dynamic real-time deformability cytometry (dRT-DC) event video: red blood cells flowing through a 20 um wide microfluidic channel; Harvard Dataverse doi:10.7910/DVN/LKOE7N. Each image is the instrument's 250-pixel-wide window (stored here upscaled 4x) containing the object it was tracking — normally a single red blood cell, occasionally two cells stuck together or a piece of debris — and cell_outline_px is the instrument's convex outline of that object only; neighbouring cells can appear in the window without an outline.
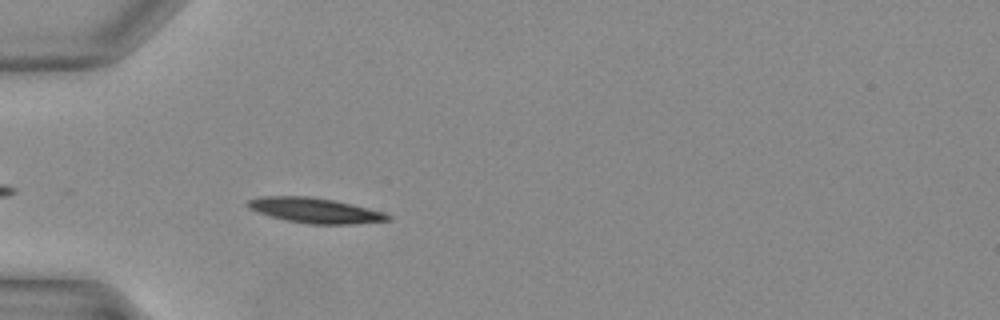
{"species": "Egyptian fruit bat (a non-hibernating species)", "species_latin": "Rousettus aegyptiacus", "temperature_condition": "warm", "stored_images_in_passage": 28, "camera_frame_rate_fps": 3000, "um_per_image_px": 0.085, "animal": {"sex": "female"}, "frame": {"image": 1, "passage_image": 3, "time_ms": 0.667, "image_size_px": [1000, 320], "cell_outline_px": [[392, 220], [352, 224], [308, 224], [284, 220], [260, 212], [244, 204], [248, 200], [260, 196], [312, 196], [332, 200], [384, 212], [392, 216]], "centroid_in_image_um": [26.79, 17.89], "position_along_channel_um": 58.2, "area_um2": 20.35}}
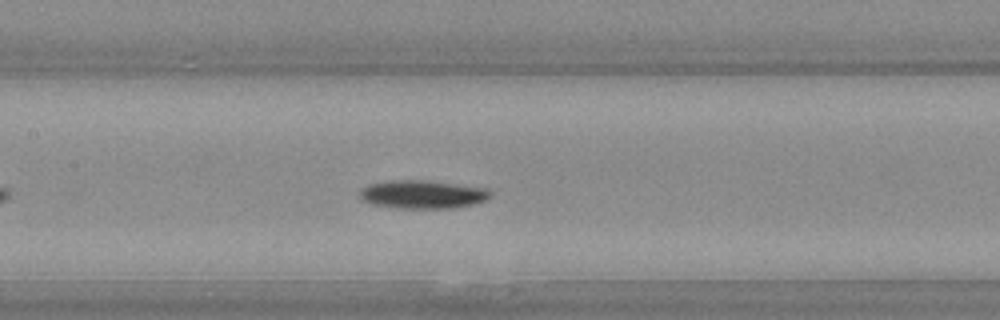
{"frame": {"image": 2, "passage_image": 10, "time_ms": 3.0, "image_size_px": [1000, 320], "cell_outline_px": [[492, 196], [484, 200], [472, 204], [452, 208], [396, 208], [372, 204], [360, 200], [360, 192], [368, 184], [388, 180], [424, 180], [488, 188], [492, 192]], "centroid_in_image_um": [35.91, 16.52], "position_along_channel_um": 171.5, "area_um2": 21.56}}
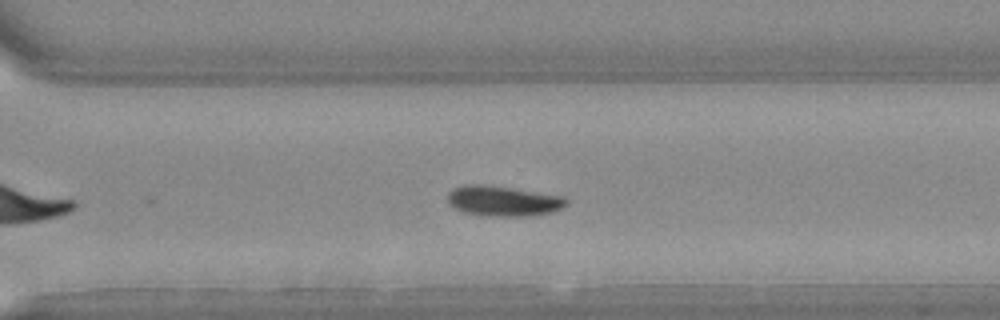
{"frame": {"image": 3, "passage_image": 19, "time_ms": 6.0, "image_size_px": [1000, 320], "cell_outline_px": [[568, 204], [564, 208], [552, 212], [536, 216], [488, 216], [464, 212], [448, 204], [448, 192], [452, 188], [468, 184], [480, 184], [564, 196], [568, 200]], "centroid_in_image_um": [42.8, 17.1], "position_along_channel_um": 327.8, "area_um2": 20.98}}